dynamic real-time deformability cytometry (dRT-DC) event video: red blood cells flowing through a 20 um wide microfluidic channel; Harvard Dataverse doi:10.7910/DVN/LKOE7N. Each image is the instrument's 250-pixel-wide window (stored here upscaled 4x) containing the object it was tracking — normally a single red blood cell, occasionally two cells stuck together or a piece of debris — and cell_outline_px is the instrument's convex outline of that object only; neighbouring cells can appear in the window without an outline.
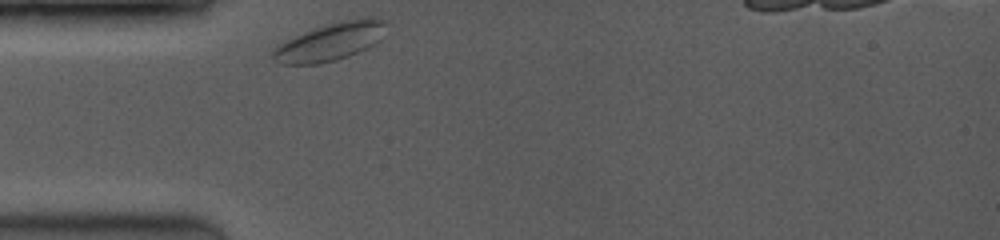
{"species": "common noctule bat (a hibernating species)", "species_latin": "Nyctalus noctula", "temperature_condition": "room temperature", "stored_images_in_passage": 36, "camera_frame_rate_fps": 3500, "um_per_image_px": 0.085, "animal": {"sex": "female", "body_mass_g": 19.0, "forearm_length_mm": 53.3}, "frame": {"image": 1, "passage_image": 1, "time_ms": 0.0, "image_size_px": [1000, 240], "cell_outline_px": [[388, 24], [380, 40], [376, 44], [368, 48], [348, 56], [336, 60], [320, 64], [280, 64], [272, 60], [268, 52], [272, 48], [304, 32], [324, 24], [340, 20], [364, 16], [376, 16], [384, 20]], "centroid_in_image_um": [28.1, 3.53], "position_along_channel_um": 56.9, "area_um2": 25.66}}
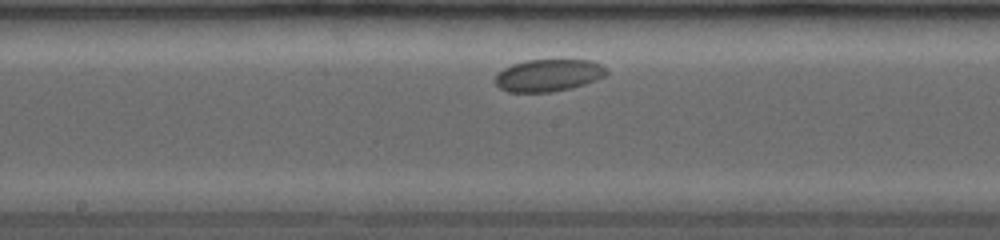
{"frame": {"image": 2, "passage_image": 16, "time_ms": 4.286, "image_size_px": [1000, 240], "cell_outline_px": [[608, 72], [604, 76], [596, 80], [572, 88], [552, 92], [508, 92], [500, 88], [492, 80], [504, 68], [512, 64], [528, 60], [592, 60], [608, 68]], "centroid_in_image_um": [46.62, 6.4], "position_along_channel_um": 201.6, "area_um2": 20.98}}
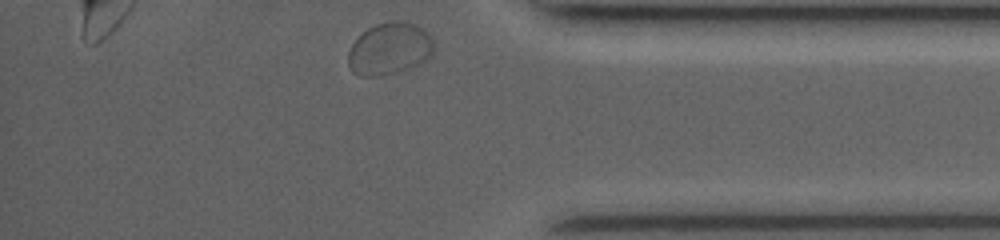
{"frame": {"image": 3, "passage_image": 36, "time_ms": 10.0, "image_size_px": [1000, 240], "cell_outline_px": [[436, 44], [432, 56], [408, 68], [396, 72], [380, 76], [360, 76], [352, 72], [348, 64], [348, 52], [352, 44], [368, 28], [376, 24], [392, 20], [404, 20], [416, 24], [428, 32], [432, 36]], "centroid_in_image_um": [33.14, 4.12], "position_along_channel_um": 402.1, "area_um2": 26.24}, "authors_computed_cell_mechanics": {"area_um2": 21.5594, "velocity_mm_per_s": 3.531, "shape_relaxation_time_tau1_ms": 6.5199, "shape_relaxation_time_tau2_ms": null, "deformation_change_tau1": 0.0785, "deformation_change_tau2": null}}